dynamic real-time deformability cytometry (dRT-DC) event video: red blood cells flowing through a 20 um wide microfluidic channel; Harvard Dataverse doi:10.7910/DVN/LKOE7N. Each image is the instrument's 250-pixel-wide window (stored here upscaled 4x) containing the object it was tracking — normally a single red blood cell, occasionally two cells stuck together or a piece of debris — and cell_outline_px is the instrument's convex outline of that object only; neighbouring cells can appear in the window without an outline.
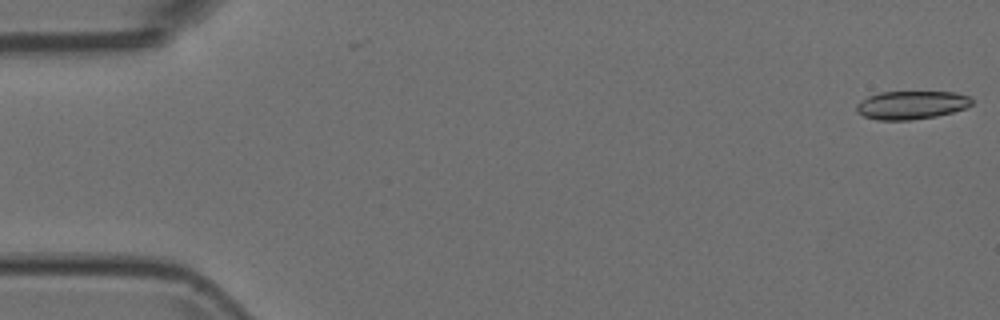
{"species": "Egyptian fruit bat (a non-hibernating species)", "species_latin": "Rousettus aegyptiacus", "temperature_condition": "room temperature", "stored_images_in_passage": 2, "camera_frame_rate_fps": 3000, "um_per_image_px": 0.085, "animal": {"sex": "female"}, "frame": {"image": 1, "passage_image": 2, "time_ms": 0.333, "image_size_px": [1000, 320], "cell_outline_px": [[972, 104], [964, 108], [952, 112], [936, 116], [912, 120], [876, 120], [864, 116], [856, 112], [856, 104], [868, 96], [880, 92], [956, 92], [968, 96], [972, 100]], "centroid_in_image_um": [77.44, 8.93], "position_along_channel_um": 7.6, "area_um2": 19.02}}